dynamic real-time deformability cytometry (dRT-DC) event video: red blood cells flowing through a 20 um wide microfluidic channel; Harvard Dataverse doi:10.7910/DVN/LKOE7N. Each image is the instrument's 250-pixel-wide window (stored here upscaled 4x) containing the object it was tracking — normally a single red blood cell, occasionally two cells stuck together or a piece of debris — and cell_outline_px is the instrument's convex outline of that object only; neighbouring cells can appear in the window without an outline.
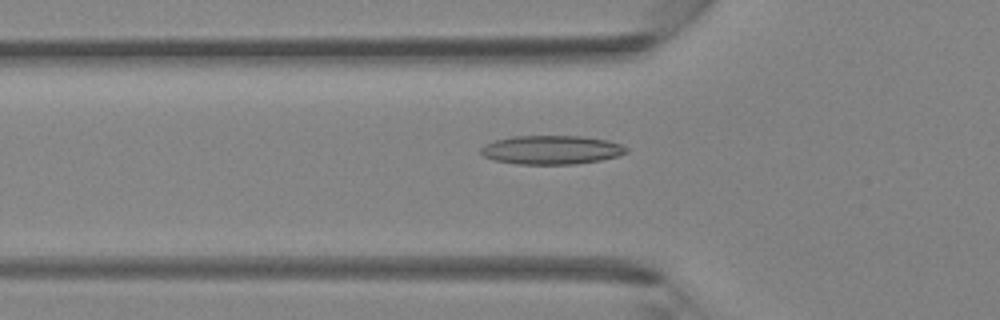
{"species": "Egyptian fruit bat (a non-hibernating species)", "species_latin": "Rousettus aegyptiacus", "temperature_condition": "room temperature", "stored_images_in_passage": 37, "camera_frame_rate_fps": 3000, "um_per_image_px": 0.085, "animal": {"sex": "female"}, "frame": {"image": 1, "passage_image": 10, "time_ms": 3.0, "image_size_px": [1000, 320], "cell_outline_px": [[628, 152], [616, 156], [600, 160], [576, 164], [516, 164], [492, 160], [484, 156], [480, 152], [480, 148], [484, 144], [496, 140], [512, 136], [580, 136], [608, 140], [620, 144], [628, 148]], "centroid_in_image_um": [46.84, 12.74], "position_along_channel_um": 79.0, "area_um2": 24.51}}
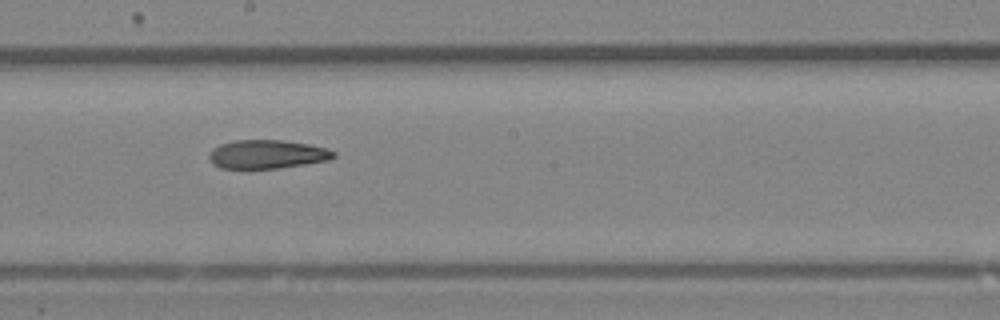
{"frame": {"image": 2, "passage_image": 19, "time_ms": 6.0, "image_size_px": [1000, 320], "cell_outline_px": [[336, 156], [328, 160], [280, 168], [220, 168], [212, 164], [208, 156], [212, 148], [220, 144], [236, 140], [280, 140], [308, 144], [328, 148], [336, 152]], "centroid_in_image_um": [22.7, 13.11], "position_along_channel_um": 225.5, "area_um2": 20.81}}
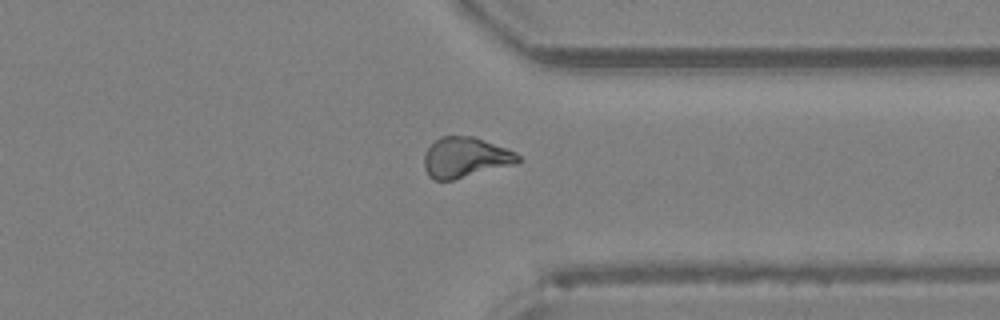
{"frame": {"image": 3, "passage_image": 28, "time_ms": 9.0, "image_size_px": [1000, 320], "cell_outline_px": [[520, 160], [516, 164], [452, 180], [432, 180], [428, 176], [424, 168], [424, 156], [428, 148], [440, 136], [472, 136], [516, 152], [520, 156]], "centroid_in_image_um": [39.54, 13.4], "position_along_channel_um": 371.9, "area_um2": 21.96}}